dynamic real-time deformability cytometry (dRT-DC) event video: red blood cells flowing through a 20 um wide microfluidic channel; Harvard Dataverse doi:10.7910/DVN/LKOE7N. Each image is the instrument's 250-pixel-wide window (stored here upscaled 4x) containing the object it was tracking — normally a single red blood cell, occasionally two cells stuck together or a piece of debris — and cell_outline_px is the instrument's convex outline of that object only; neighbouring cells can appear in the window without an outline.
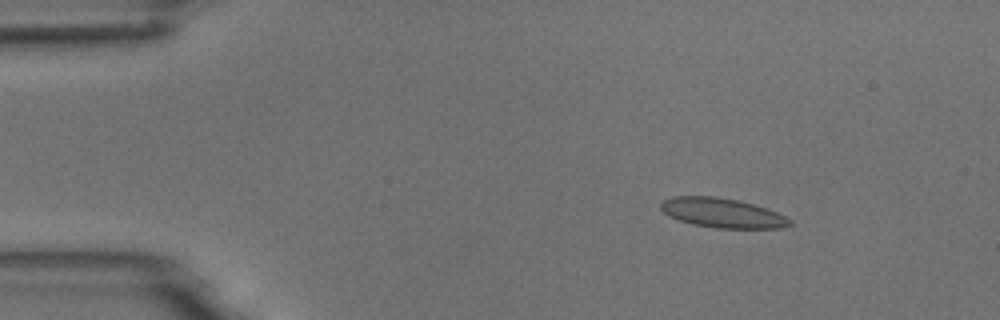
{"species": "common noctule bat (a hibernating species)", "species_latin": "Nyctalus noctula", "temperature_condition": "room temperature", "stored_images_in_passage": 6, "camera_frame_rate_fps": 3000, "um_per_image_px": 0.085, "animal": {"sex": "male", "body_mass_g": 18.8}, "frame": {"image": 1, "passage_image": 2, "time_ms": 2.333, "image_size_px": [1000, 320], "cell_outline_px": [[792, 224], [780, 228], [716, 228], [692, 224], [668, 216], [660, 208], [660, 204], [664, 200], [672, 196], [716, 196], [736, 200], [752, 204], [776, 212], [792, 220]], "centroid_in_image_um": [61.36, 18.1], "position_along_channel_um": 23.6, "area_um2": 22.02}}
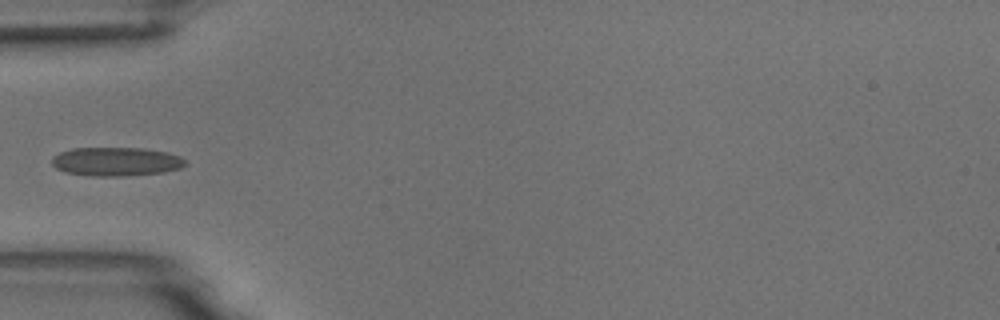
{"frame": {"image": 2, "passage_image": 5, "time_ms": 5.667, "image_size_px": [1000, 320], "cell_outline_px": [[188, 164], [180, 168], [164, 172], [124, 176], [88, 176], [64, 172], [56, 168], [52, 164], [52, 156], [60, 152], [72, 148], [144, 148], [168, 152], [180, 156]], "centroid_in_image_um": [9.86, 13.73], "position_along_channel_um": 75.1, "area_um2": 22.6}}